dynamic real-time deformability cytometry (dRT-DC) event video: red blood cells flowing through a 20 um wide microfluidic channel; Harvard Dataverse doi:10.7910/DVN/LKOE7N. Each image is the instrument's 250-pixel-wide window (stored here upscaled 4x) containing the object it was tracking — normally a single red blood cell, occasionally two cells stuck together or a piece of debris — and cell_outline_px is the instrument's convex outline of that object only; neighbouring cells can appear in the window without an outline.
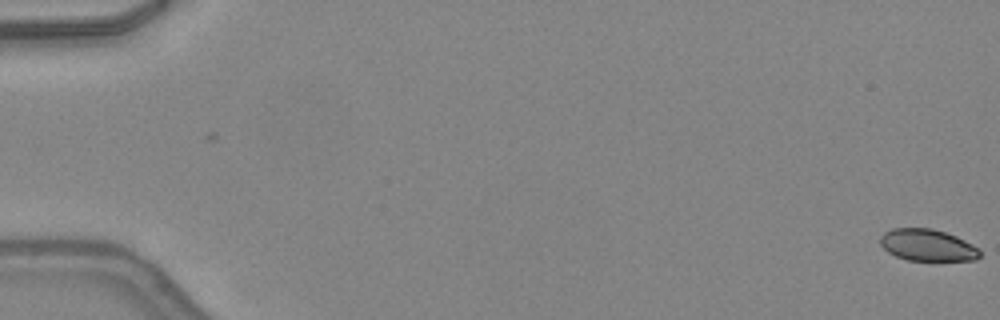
{"species": "common noctule bat (a hibernating species)", "species_latin": "Nyctalus noctula", "temperature_condition": "warm", "stored_images_in_passage": 15, "camera_frame_rate_fps": 3000, "um_per_image_px": 0.085, "animal": {"sex": "female", "body_mass_g": 24.6, "forearm_length_mm": 56.2}, "frame": {"image": 1, "passage_image": 1, "time_ms": 0.0, "image_size_px": [1000, 320], "cell_outline_px": [[980, 256], [976, 260], [908, 260], [896, 256], [888, 252], [880, 244], [880, 236], [884, 232], [892, 228], [932, 228], [956, 236], [980, 248]], "centroid_in_image_um": [78.83, 20.83], "position_along_channel_um": 6.2, "area_um2": 18.44}}
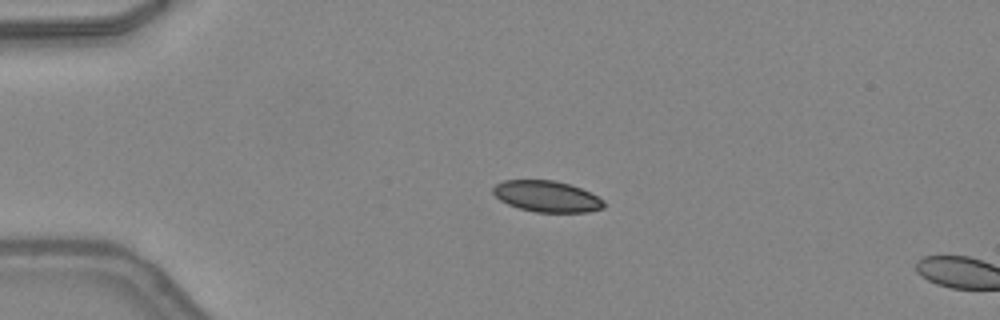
{"frame": {"image": 2, "passage_image": 13, "time_ms": 4.0, "image_size_px": [1000, 320], "cell_outline_px": [[604, 208], [588, 212], [536, 212], [520, 208], [508, 204], [500, 200], [492, 192], [492, 188], [496, 184], [504, 180], [556, 180], [580, 188], [604, 200]], "centroid_in_image_um": [46.47, 16.69], "position_along_channel_um": 38.5, "area_um2": 20.0}}